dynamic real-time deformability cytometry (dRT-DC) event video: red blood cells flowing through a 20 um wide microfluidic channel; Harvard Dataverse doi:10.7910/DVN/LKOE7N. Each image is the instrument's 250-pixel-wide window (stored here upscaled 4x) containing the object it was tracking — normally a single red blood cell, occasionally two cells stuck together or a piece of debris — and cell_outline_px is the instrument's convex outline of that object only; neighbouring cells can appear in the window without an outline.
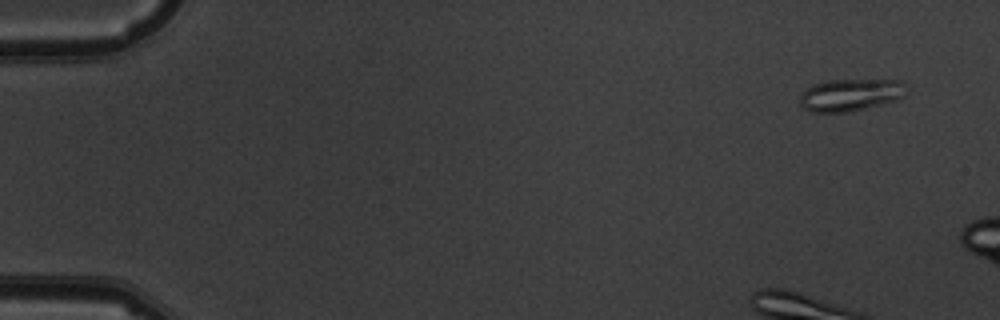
{"species": "common noctule bat (a hibernating species)", "species_latin": "Nyctalus noctula", "temperature_condition": "warm", "stored_images_in_passage": 5, "camera_frame_rate_fps": 3000, "um_per_image_px": 0.085, "animal": {"sex": "male", "body_mass_g": 19.5, "forearm_length_mm": 54.6}, "frame": {"image": 1, "passage_image": 1, "time_ms": 0.0, "image_size_px": [1000, 320], "cell_outline_px": [[908, 92], [904, 96], [896, 100], [848, 112], [812, 112], [804, 108], [800, 104], [800, 96], [812, 84], [828, 80], [904, 80]], "centroid_in_image_um": [72.33, 8.05], "position_along_channel_um": 12.7, "area_um2": 20.0}}